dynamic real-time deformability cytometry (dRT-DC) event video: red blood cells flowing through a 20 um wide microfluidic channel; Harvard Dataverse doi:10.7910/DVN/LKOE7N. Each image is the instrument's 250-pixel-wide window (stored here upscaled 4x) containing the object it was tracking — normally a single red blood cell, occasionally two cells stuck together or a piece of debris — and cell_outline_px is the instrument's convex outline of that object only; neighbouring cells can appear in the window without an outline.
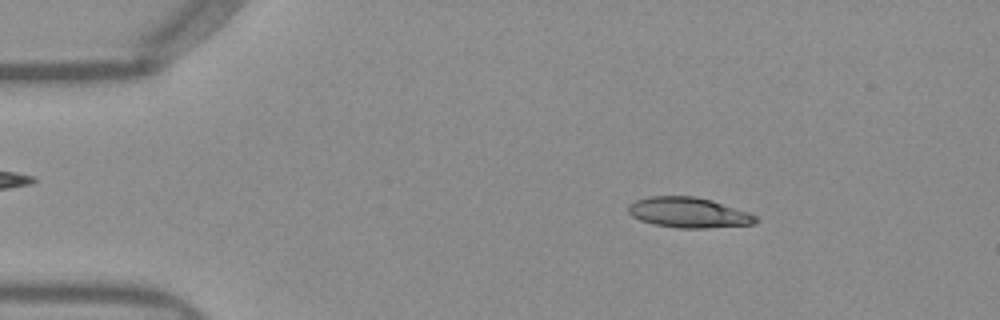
{"species": "Egyptian fruit bat (a non-hibernating species)", "species_latin": "Rousettus aegyptiacus", "temperature_condition": "warm", "stored_images_in_passage": 50, "camera_frame_rate_fps": 3000, "um_per_image_px": 0.085, "frame": {"image": 1, "passage_image": 7, "time_ms": 2.0, "image_size_px": [1000, 320], "cell_outline_px": [[760, 220], [752, 224], [708, 228], [676, 228], [652, 224], [640, 220], [632, 216], [628, 212], [628, 204], [636, 200], [648, 196], [696, 196], [712, 200], [748, 212], [756, 216]], "centroid_in_image_um": [58.51, 18.07], "position_along_channel_um": 26.5, "area_um2": 22.66}}
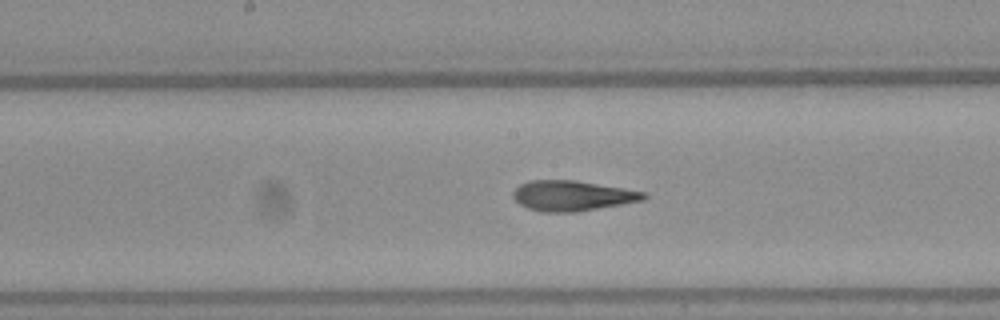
{"frame": {"image": 2, "passage_image": 25, "time_ms": 8.0, "image_size_px": [1000, 320], "cell_outline_px": [[648, 196], [644, 200], [572, 212], [540, 212], [528, 208], [520, 204], [512, 196], [512, 192], [520, 184], [528, 180], [576, 180], [624, 188], [644, 192]], "centroid_in_image_um": [48.61, 16.62], "position_along_channel_um": 199.6, "area_um2": 22.89}}
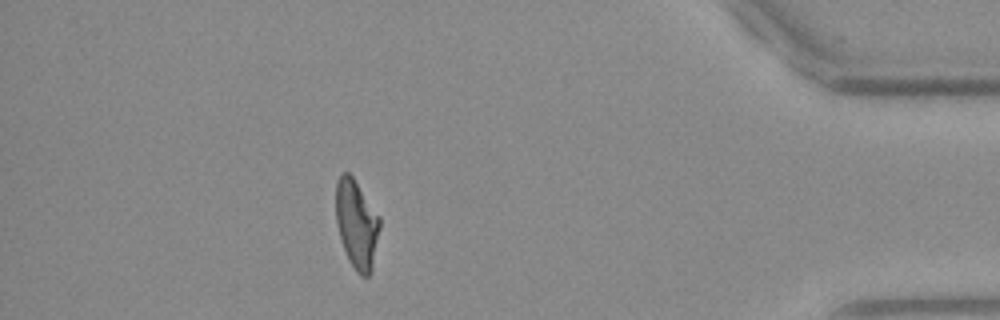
{"frame": {"image": 3, "passage_image": 44, "time_ms": 14.333, "image_size_px": [1000, 320], "cell_outline_px": [[380, 228], [372, 268], [368, 276], [360, 276], [356, 272], [348, 260], [336, 224], [336, 180], [340, 172], [348, 172], [352, 176], [380, 216]], "centroid_in_image_um": [30.31, 19.03], "position_along_channel_um": 404.9, "area_um2": 22.72}, "authors_computed_cell_mechanics": {"area_um2": 22.7443, "velocity_mm_per_s": 3.9797, "shape_relaxation_time_tau1_ms": null, "shape_relaxation_time_tau2_ms": 2.0576, "deformation_change_tau1": null, "deformation_change_tau2": 0.1028}}